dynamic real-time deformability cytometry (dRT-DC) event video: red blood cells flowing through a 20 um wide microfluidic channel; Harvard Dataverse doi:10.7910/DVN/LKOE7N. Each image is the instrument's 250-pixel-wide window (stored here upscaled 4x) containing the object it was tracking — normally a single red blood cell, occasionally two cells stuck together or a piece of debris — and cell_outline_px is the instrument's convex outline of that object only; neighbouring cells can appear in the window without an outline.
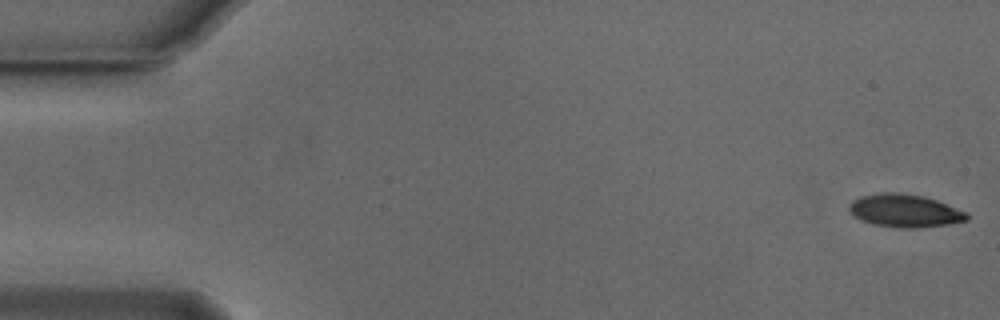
{"species": "Egyptian fruit bat (a non-hibernating species)", "species_latin": "Rousettus aegyptiacus", "temperature_condition": "cold", "stored_images_in_passage": 53, "camera_frame_rate_fps": 3000, "um_per_image_px": 0.085, "animal": {"sex": "male"}, "frame": {"image": 1, "passage_image": 1, "time_ms": 0.0, "image_size_px": [1000, 320], "cell_outline_px": [[968, 220], [948, 224], [920, 228], [900, 228], [876, 224], [864, 220], [856, 216], [848, 208], [848, 204], [852, 200], [860, 196], [880, 192], [896, 192], [924, 196], [936, 200], [968, 212]], "centroid_in_image_um": [76.93, 17.9], "position_along_channel_um": 8.1, "area_um2": 22.48}}
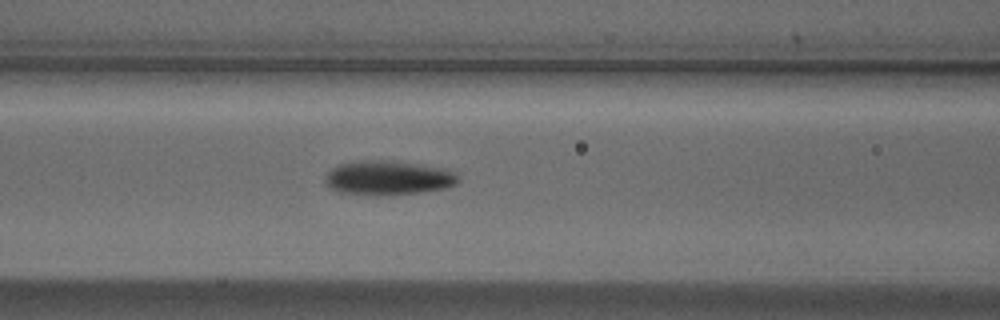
{"frame": {"image": 2, "passage_image": 22, "time_ms": 7.0, "image_size_px": [1000, 320], "cell_outline_px": [[460, 180], [456, 184], [444, 188], [420, 192], [340, 192], [332, 188], [324, 180], [328, 172], [332, 168], [340, 164], [376, 160], [380, 160], [444, 168], [452, 172]], "centroid_in_image_um": [33.02, 15.08], "position_along_channel_um": 133.6, "area_um2": 24.74}}
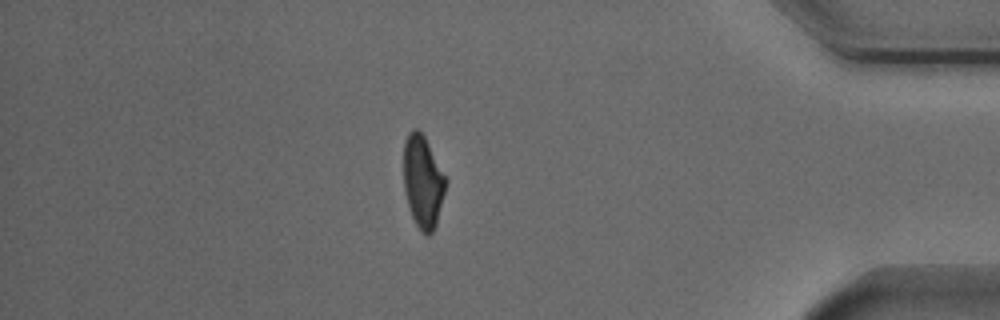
{"frame": {"image": 3, "passage_image": 46, "time_ms": 15.0, "image_size_px": [1000, 320], "cell_outline_px": [[448, 180], [436, 224], [432, 232], [428, 236], [420, 232], [412, 216], [404, 192], [404, 140], [408, 132], [412, 128], [416, 128], [424, 136]], "centroid_in_image_um": [35.94, 15.44], "position_along_channel_um": 399.3, "area_um2": 22.72}, "authors_computed_cell_mechanics": {"area_um2": 23.409, "velocity_mm_per_s": 3.8211, "shape_relaxation_time_tau1_ms": 2.778, "shape_relaxation_time_tau2_ms": 5.4908, "deformation_change_tau1": 0.1305, "deformation_change_tau2": 0.1134}}